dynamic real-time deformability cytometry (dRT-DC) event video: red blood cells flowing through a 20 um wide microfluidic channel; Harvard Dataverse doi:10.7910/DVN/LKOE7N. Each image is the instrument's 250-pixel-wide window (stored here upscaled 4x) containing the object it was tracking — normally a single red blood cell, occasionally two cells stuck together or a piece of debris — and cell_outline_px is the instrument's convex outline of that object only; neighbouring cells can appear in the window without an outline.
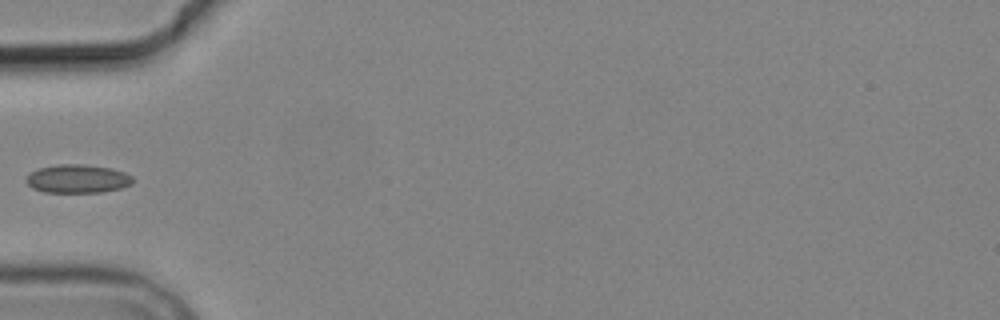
{"species": "common noctule bat (a hibernating species)", "species_latin": "Nyctalus noctula", "temperature_condition": "cold", "stored_images_in_passage": 5, "camera_frame_rate_fps": 3000, "um_per_image_px": 0.085, "animal": {"sex": "male", "body_mass_g": 19.2, "forearm_length_mm": 51.8}, "frame": {"image": 1, "passage_image": 4, "time_ms": 4.667, "image_size_px": [1000, 320], "cell_outline_px": [[136, 180], [132, 184], [120, 188], [100, 192], [44, 192], [32, 188], [24, 180], [32, 172], [40, 168], [56, 164], [84, 164], [112, 168], [124, 172], [132, 176]], "centroid_in_image_um": [6.62, 15.19], "position_along_channel_um": 78.4, "area_um2": 17.74}}
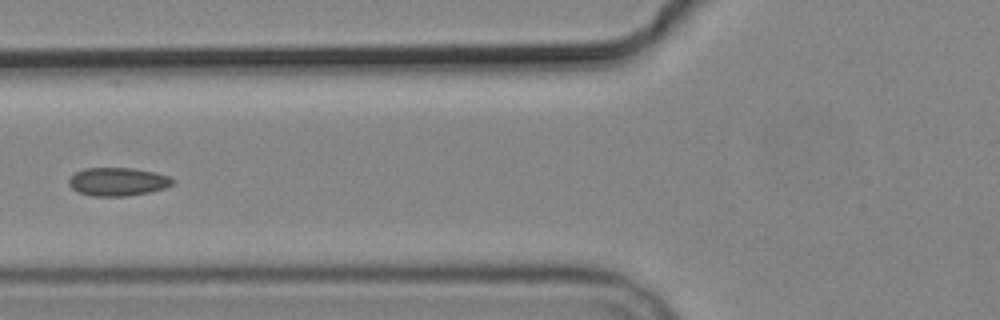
{"frame": {"image": 2, "passage_image": 5, "time_ms": 5.667, "image_size_px": [1000, 320], "cell_outline_px": [[172, 184], [164, 188], [148, 192], [124, 196], [92, 196], [80, 192], [72, 188], [68, 184], [68, 180], [76, 172], [84, 168], [132, 168], [156, 172], [168, 176], [172, 180]], "centroid_in_image_um": [9.98, 15.43], "position_along_channel_um": 115.8, "area_um2": 16.88}}